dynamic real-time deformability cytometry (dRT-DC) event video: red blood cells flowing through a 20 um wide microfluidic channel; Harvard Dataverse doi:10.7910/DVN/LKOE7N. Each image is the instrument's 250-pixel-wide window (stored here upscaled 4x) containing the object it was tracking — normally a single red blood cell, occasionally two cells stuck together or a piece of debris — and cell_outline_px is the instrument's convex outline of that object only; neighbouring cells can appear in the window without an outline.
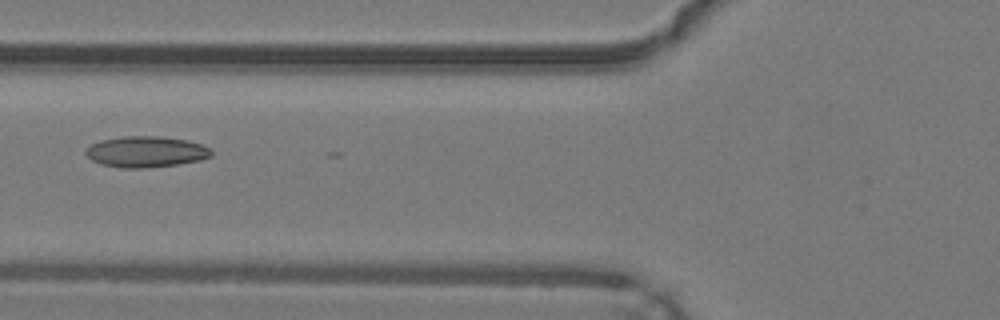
{"species": "common noctule bat (a hibernating species)", "species_latin": "Nyctalus noctula", "temperature_condition": "warm", "stored_images_in_passage": 24, "camera_frame_rate_fps": 3000, "um_per_image_px": 0.085, "animal": {"sex": "male", "body_mass_g": 19.2, "forearm_length_mm": 51.8}, "frame": {"image": 1, "passage_image": 15, "time_ms": 4.667, "image_size_px": [1000, 320], "cell_outline_px": [[212, 156], [200, 160], [176, 164], [144, 168], [120, 168], [104, 164], [92, 160], [84, 152], [92, 144], [100, 140], [124, 136], [156, 136], [188, 140], [212, 148]], "centroid_in_image_um": [12.43, 12.89], "position_along_channel_um": 113.4, "area_um2": 22.54}}
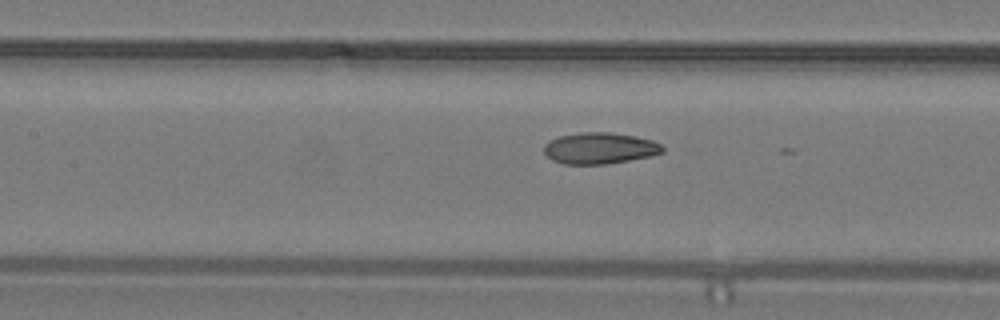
{"frame": {"image": 2, "passage_image": 18, "time_ms": 5.667, "image_size_px": [1000, 320], "cell_outline_px": [[664, 152], [652, 156], [608, 164], [564, 164], [552, 160], [544, 152], [544, 144], [548, 140], [560, 136], [580, 132], [608, 132], [636, 136], [652, 140], [660, 144], [664, 148]], "centroid_in_image_um": [50.98, 12.6], "position_along_channel_um": 156.4, "area_um2": 21.79}}
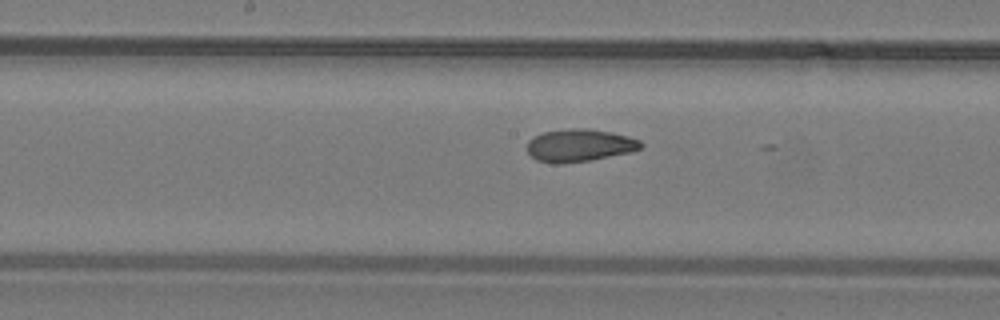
{"frame": {"image": 3, "passage_image": 21, "time_ms": 6.667, "image_size_px": [1000, 320], "cell_outline_px": [[644, 144], [640, 148], [632, 152], [588, 160], [560, 164], [552, 164], [536, 160], [528, 152], [528, 140], [544, 132], [572, 128], [588, 128], [612, 132], [628, 136], [640, 140]], "centroid_in_image_um": [49.27, 12.35], "position_along_channel_um": 198.9, "area_um2": 21.56}}